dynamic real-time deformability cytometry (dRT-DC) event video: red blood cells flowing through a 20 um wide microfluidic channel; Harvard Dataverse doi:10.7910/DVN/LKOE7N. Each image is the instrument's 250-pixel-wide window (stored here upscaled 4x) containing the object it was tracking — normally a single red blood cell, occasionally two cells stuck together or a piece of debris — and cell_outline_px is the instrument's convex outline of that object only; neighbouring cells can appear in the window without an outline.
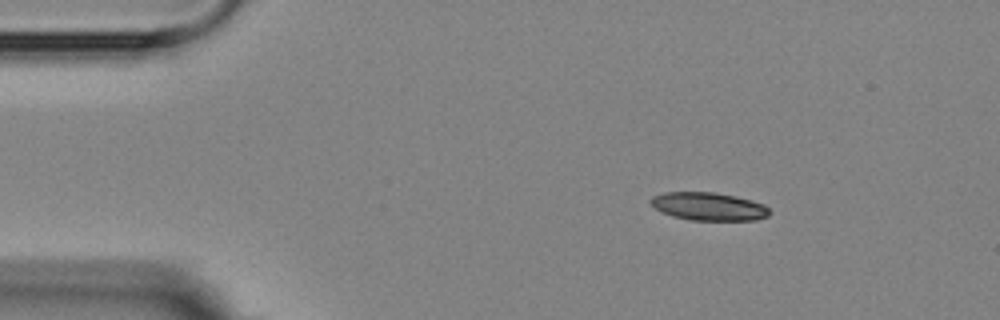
{"species": "Egyptian fruit bat (a non-hibernating species)", "species_latin": "Rousettus aegyptiacus", "temperature_condition": "room temperature", "stored_images_in_passage": 3, "camera_frame_rate_fps": 3000, "um_per_image_px": 0.085, "animal": {"sex": "female"}, "frame": {"image": 1, "passage_image": 1, "time_ms": 0.0, "image_size_px": [1000, 320], "cell_outline_px": [[772, 212], [768, 216], [756, 220], [692, 220], [672, 216], [656, 208], [648, 200], [652, 196], [664, 192], [712, 192], [736, 196], [752, 200], [764, 204]], "centroid_in_image_um": [60.26, 17.54], "position_along_channel_um": 24.7, "area_um2": 19.42}}